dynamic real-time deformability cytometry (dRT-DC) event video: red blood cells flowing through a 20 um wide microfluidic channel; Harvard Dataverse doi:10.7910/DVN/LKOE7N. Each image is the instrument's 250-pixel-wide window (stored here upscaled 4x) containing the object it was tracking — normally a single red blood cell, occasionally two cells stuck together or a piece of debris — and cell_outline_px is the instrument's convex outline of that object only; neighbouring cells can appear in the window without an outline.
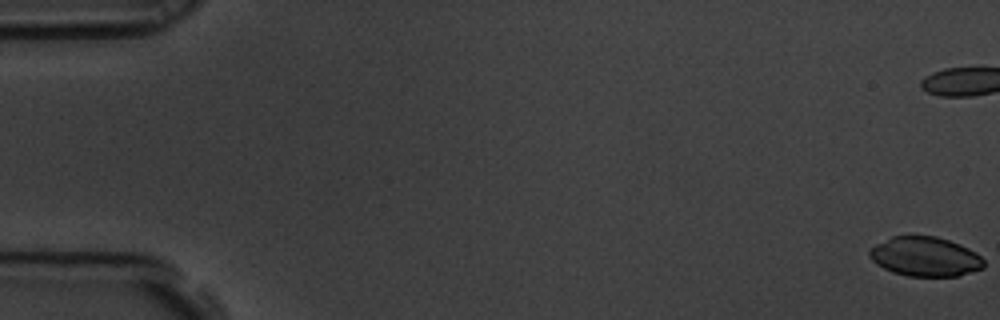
{"species": "common noctule bat (a hibernating species)", "species_latin": "Nyctalus noctula", "temperature_condition": "room temperature", "stored_images_in_passage": 7, "camera_frame_rate_fps": 3000, "um_per_image_px": 0.085, "animal": {"sex": "male", "body_mass_g": 19.5, "forearm_length_mm": 54.6}, "frame": {"image": 1, "passage_image": 1, "time_ms": 0.0, "image_size_px": [1000, 320], "cell_outline_px": [[984, 268], [956, 276], [908, 276], [892, 272], [876, 264], [868, 256], [868, 252], [876, 244], [892, 236], [936, 236], [960, 244], [976, 252], [984, 260]], "centroid_in_image_um": [78.63, 21.81], "position_along_channel_um": 6.4, "area_um2": 26.24}}